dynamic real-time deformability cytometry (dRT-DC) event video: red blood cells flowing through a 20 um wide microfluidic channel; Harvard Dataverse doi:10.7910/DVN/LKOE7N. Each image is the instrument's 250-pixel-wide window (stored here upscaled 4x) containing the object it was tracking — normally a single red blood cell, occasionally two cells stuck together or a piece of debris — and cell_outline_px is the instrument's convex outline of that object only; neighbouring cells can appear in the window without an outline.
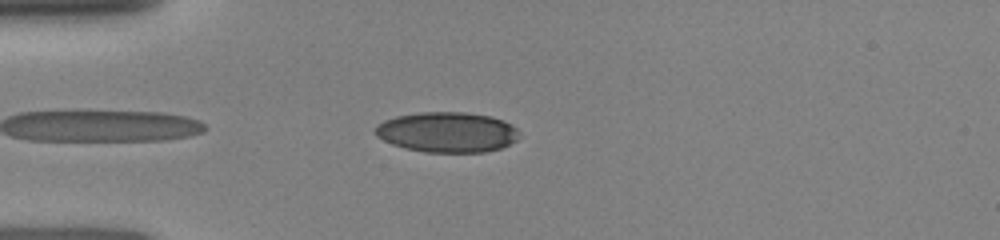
{"species": "human", "species_latin": "Homo sapiens", "temperature_condition": "room temperature", "stored_images_in_passage": 16, "camera_frame_rate_fps": 3000, "um_per_image_px": 0.085, "donor": {"sex": "female"}, "frame": {"image": 1, "passage_image": 1, "time_ms": 0.0, "image_size_px": [1000, 240], "cell_outline_px": [[516, 140], [500, 148], [484, 152], [424, 152], [404, 148], [392, 144], [376, 136], [372, 132], [376, 124], [384, 120], [396, 116], [420, 112], [464, 112], [492, 116], [504, 120], [512, 124], [516, 128]], "centroid_in_image_um": [37.95, 11.22], "position_along_channel_um": 47.0, "area_um2": 33.93}}
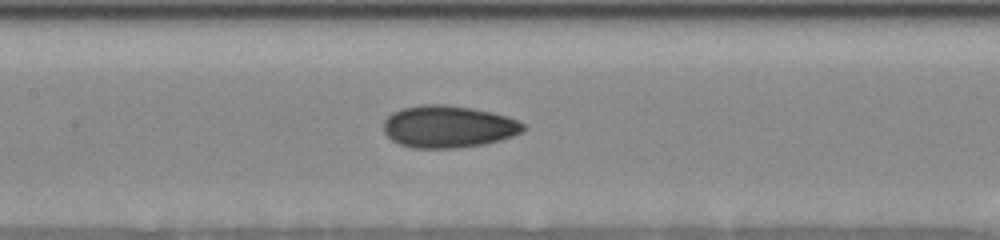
{"frame": {"image": 2, "passage_image": 6, "time_ms": 3.333, "image_size_px": [1000, 240], "cell_outline_px": [[524, 128], [520, 132], [512, 136], [500, 140], [484, 144], [456, 148], [412, 148], [400, 144], [392, 140], [384, 132], [384, 120], [392, 112], [404, 108], [420, 104], [444, 104], [472, 108], [492, 112], [508, 116], [524, 124]], "centroid_in_image_um": [38.08, 10.76], "position_along_channel_um": 169.3, "area_um2": 34.28}}
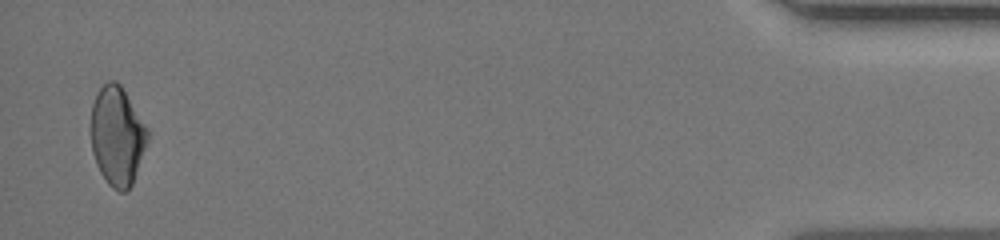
{"frame": {"image": 3, "passage_image": 16, "time_ms": 11.333, "image_size_px": [1000, 240], "cell_outline_px": [[148, 140], [132, 184], [124, 192], [120, 192], [112, 188], [108, 184], [100, 172], [96, 164], [92, 152], [92, 104], [100, 88], [108, 80], [116, 80], [120, 84], [148, 128]], "centroid_in_image_um": [9.97, 11.56], "position_along_channel_um": 425.2, "area_um2": 32.37}}